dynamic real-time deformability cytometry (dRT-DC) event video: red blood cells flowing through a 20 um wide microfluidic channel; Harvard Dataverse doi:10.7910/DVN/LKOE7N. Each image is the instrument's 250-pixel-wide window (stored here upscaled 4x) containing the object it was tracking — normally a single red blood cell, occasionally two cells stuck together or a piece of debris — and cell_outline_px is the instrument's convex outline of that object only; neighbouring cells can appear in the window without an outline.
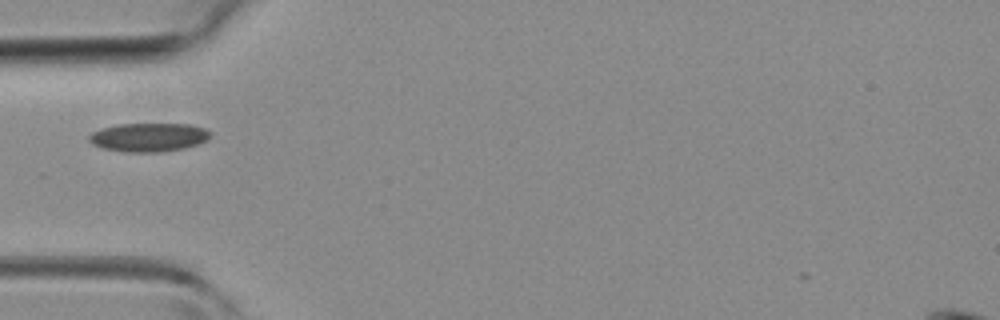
{"species": "common noctule bat (a hibernating species)", "species_latin": "Nyctalus noctula", "temperature_condition": "room temperature", "stored_images_in_passage": 32, "camera_frame_rate_fps": 3000, "um_per_image_px": 0.085, "animal": {"sex": "female", "body_mass_g": 19.3, "forearm_length_mm": 54.1}, "frame": {"image": 1, "passage_image": 1, "time_ms": 0.0, "image_size_px": [1000, 320], "cell_outline_px": [[212, 132], [208, 140], [200, 144], [184, 148], [160, 152], [124, 152], [100, 148], [92, 144], [88, 140], [88, 136], [92, 132], [100, 128], [116, 124], [192, 124], [204, 128]], "centroid_in_image_um": [12.63, 11.67], "position_along_channel_um": 72.4, "area_um2": 20.63}}
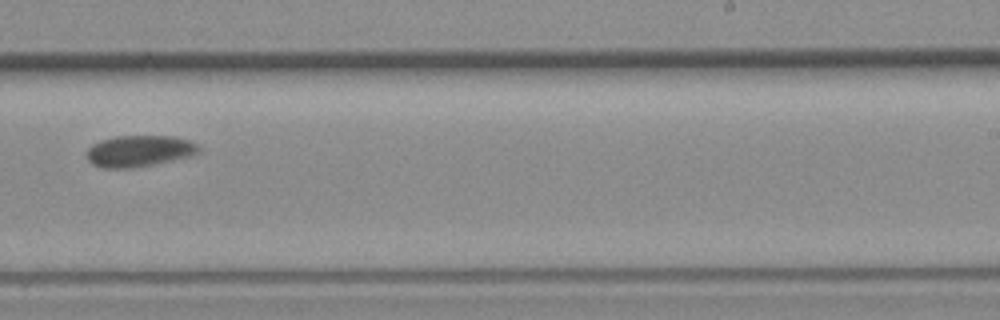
{"frame": {"image": 2, "passage_image": 15, "time_ms": 4.667, "image_size_px": [1000, 320], "cell_outline_px": [[200, 152], [188, 156], [172, 160], [132, 168], [104, 168], [92, 164], [88, 160], [88, 148], [92, 144], [100, 140], [116, 136], [172, 136], [188, 140], [196, 144], [200, 148]], "centroid_in_image_um": [11.81, 12.83], "position_along_channel_um": 277.2, "area_um2": 20.29}}
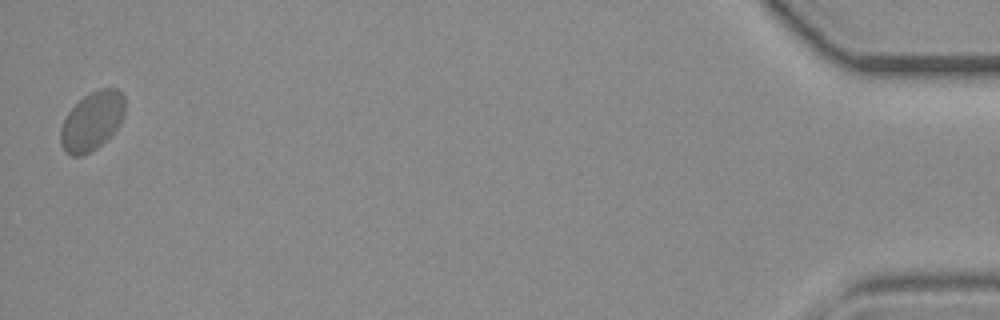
{"frame": {"image": 3, "passage_image": 32, "time_ms": 10.333, "image_size_px": [1000, 320], "cell_outline_px": [[124, 116], [120, 124], [96, 148], [80, 156], [72, 156], [64, 152], [60, 144], [60, 128], [68, 112], [84, 96], [100, 88], [116, 88], [124, 96]], "centroid_in_image_um": [7.8, 10.29], "position_along_channel_um": 427.4, "area_um2": 21.73}}